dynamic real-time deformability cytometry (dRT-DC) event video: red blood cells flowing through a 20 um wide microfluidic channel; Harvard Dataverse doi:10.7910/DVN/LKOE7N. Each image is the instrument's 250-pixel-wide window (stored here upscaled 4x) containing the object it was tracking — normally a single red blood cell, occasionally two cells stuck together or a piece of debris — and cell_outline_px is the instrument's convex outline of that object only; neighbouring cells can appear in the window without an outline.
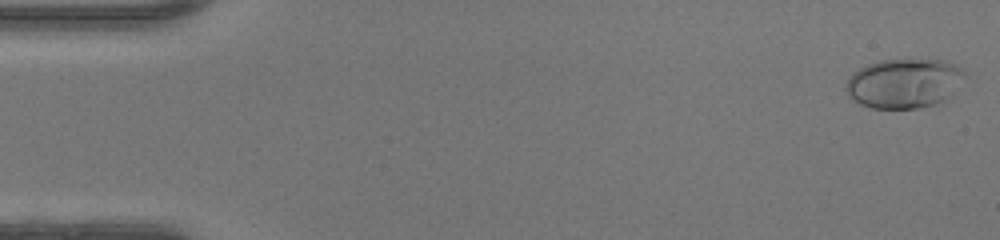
{"species": "human", "species_latin": "Homo sapiens", "temperature_condition": "warm", "stored_images_in_passage": 48, "camera_frame_rate_fps": 3000, "um_per_image_px": 0.085, "donor": {"sex": "female"}, "frame": {"image": 1, "passage_image": 1, "time_ms": 0.0, "image_size_px": [1000, 240], "cell_outline_px": [[968, 76], [944, 100], [936, 104], [920, 108], [872, 108], [860, 104], [852, 100], [848, 96], [844, 88], [844, 84], [848, 76], [852, 72], [868, 64], [880, 60], [944, 60], [956, 64]], "centroid_in_image_um": [76.81, 7.08], "position_along_channel_um": 8.2, "area_um2": 34.56}}
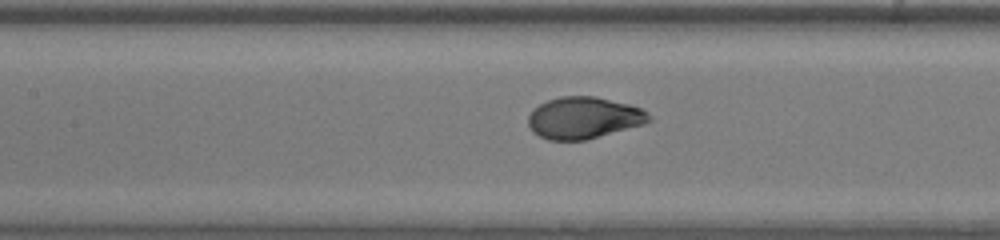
{"frame": {"image": 2, "passage_image": 22, "time_ms": 7.0, "image_size_px": [1000, 240], "cell_outline_px": [[652, 120], [644, 124], [584, 140], [548, 140], [532, 132], [528, 124], [528, 116], [540, 104], [548, 100], [560, 96], [596, 96], [628, 104], [640, 108], [648, 112], [652, 116]], "centroid_in_image_um": [49.63, 10.01], "position_along_channel_um": 157.8, "area_um2": 29.25}}
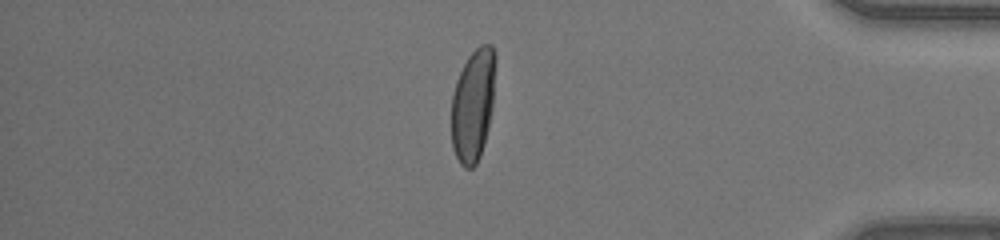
{"frame": {"image": 3, "passage_image": 41, "time_ms": 13.333, "image_size_px": [1000, 240], "cell_outline_px": [[496, 60], [492, 108], [488, 128], [484, 144], [480, 156], [476, 164], [472, 168], [464, 168], [460, 164], [452, 148], [452, 96], [456, 80], [468, 56], [480, 44], [492, 44], [496, 52]], "centroid_in_image_um": [40.22, 8.9], "position_along_channel_um": 395.0, "area_um2": 29.07}, "authors_computed_cell_mechanics": {"area_um2": 29.5936, "velocity_mm_per_s": 4.2601, "shape_relaxation_time_tau1_ms": 4.0989, "shape_relaxation_time_tau2_ms": null, "deformation_change_tau1": 0.2159, "deformation_change_tau2": null}}